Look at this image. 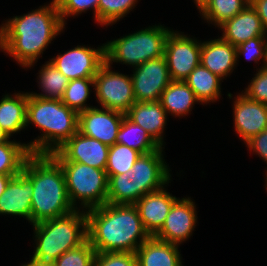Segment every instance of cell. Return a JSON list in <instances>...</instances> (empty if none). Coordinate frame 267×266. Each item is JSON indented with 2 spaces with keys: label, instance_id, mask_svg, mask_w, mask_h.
Returning a JSON list of instances; mask_svg holds the SVG:
<instances>
[{
  "label": "cell",
  "instance_id": "6da1fadb",
  "mask_svg": "<svg viewBox=\"0 0 267 266\" xmlns=\"http://www.w3.org/2000/svg\"><path fill=\"white\" fill-rule=\"evenodd\" d=\"M0 25V52L25 71L34 68L49 45L68 27L62 23L58 7L52 2L6 18Z\"/></svg>",
  "mask_w": 267,
  "mask_h": 266
},
{
  "label": "cell",
  "instance_id": "7a4b0ae2",
  "mask_svg": "<svg viewBox=\"0 0 267 266\" xmlns=\"http://www.w3.org/2000/svg\"><path fill=\"white\" fill-rule=\"evenodd\" d=\"M88 241L96 252L135 253L150 235L135 205L109 204L86 211Z\"/></svg>",
  "mask_w": 267,
  "mask_h": 266
},
{
  "label": "cell",
  "instance_id": "3957f363",
  "mask_svg": "<svg viewBox=\"0 0 267 266\" xmlns=\"http://www.w3.org/2000/svg\"><path fill=\"white\" fill-rule=\"evenodd\" d=\"M22 171L32 180L31 225L76 210L68 196L64 171L51 154L31 153Z\"/></svg>",
  "mask_w": 267,
  "mask_h": 266
},
{
  "label": "cell",
  "instance_id": "277c9868",
  "mask_svg": "<svg viewBox=\"0 0 267 266\" xmlns=\"http://www.w3.org/2000/svg\"><path fill=\"white\" fill-rule=\"evenodd\" d=\"M38 128L39 134L26 141L31 153L51 154L78 131V113L61 100L44 99L27 92L26 131Z\"/></svg>",
  "mask_w": 267,
  "mask_h": 266
},
{
  "label": "cell",
  "instance_id": "5b68a950",
  "mask_svg": "<svg viewBox=\"0 0 267 266\" xmlns=\"http://www.w3.org/2000/svg\"><path fill=\"white\" fill-rule=\"evenodd\" d=\"M32 262L52 264L65 252L81 246L88 240L85 210H74L62 217L32 225Z\"/></svg>",
  "mask_w": 267,
  "mask_h": 266
},
{
  "label": "cell",
  "instance_id": "8992f818",
  "mask_svg": "<svg viewBox=\"0 0 267 266\" xmlns=\"http://www.w3.org/2000/svg\"><path fill=\"white\" fill-rule=\"evenodd\" d=\"M173 29L158 23L105 42L106 62L134 68L164 56L167 37ZM114 63V64H113Z\"/></svg>",
  "mask_w": 267,
  "mask_h": 266
},
{
  "label": "cell",
  "instance_id": "52a82bcc",
  "mask_svg": "<svg viewBox=\"0 0 267 266\" xmlns=\"http://www.w3.org/2000/svg\"><path fill=\"white\" fill-rule=\"evenodd\" d=\"M66 179L67 192L76 210H89L106 204V171L80 162L58 161Z\"/></svg>",
  "mask_w": 267,
  "mask_h": 266
},
{
  "label": "cell",
  "instance_id": "ba28073f",
  "mask_svg": "<svg viewBox=\"0 0 267 266\" xmlns=\"http://www.w3.org/2000/svg\"><path fill=\"white\" fill-rule=\"evenodd\" d=\"M105 62L94 77L96 107L126 113L136 102L131 75L113 69ZM113 69V70H112Z\"/></svg>",
  "mask_w": 267,
  "mask_h": 266
},
{
  "label": "cell",
  "instance_id": "9c48e42d",
  "mask_svg": "<svg viewBox=\"0 0 267 266\" xmlns=\"http://www.w3.org/2000/svg\"><path fill=\"white\" fill-rule=\"evenodd\" d=\"M164 149L161 147L151 153L141 154L132 169L126 172L133 184V205L147 193L160 190L173 181L171 165L165 160Z\"/></svg>",
  "mask_w": 267,
  "mask_h": 266
},
{
  "label": "cell",
  "instance_id": "30bf717a",
  "mask_svg": "<svg viewBox=\"0 0 267 266\" xmlns=\"http://www.w3.org/2000/svg\"><path fill=\"white\" fill-rule=\"evenodd\" d=\"M198 38L178 29L170 32L164 56L171 80L185 81L200 64L201 40Z\"/></svg>",
  "mask_w": 267,
  "mask_h": 266
},
{
  "label": "cell",
  "instance_id": "8fae6325",
  "mask_svg": "<svg viewBox=\"0 0 267 266\" xmlns=\"http://www.w3.org/2000/svg\"><path fill=\"white\" fill-rule=\"evenodd\" d=\"M92 46V47H91ZM77 45L64 53L48 58L69 80L94 78L106 62L105 42L96 48L93 45Z\"/></svg>",
  "mask_w": 267,
  "mask_h": 266
},
{
  "label": "cell",
  "instance_id": "7c38bea8",
  "mask_svg": "<svg viewBox=\"0 0 267 266\" xmlns=\"http://www.w3.org/2000/svg\"><path fill=\"white\" fill-rule=\"evenodd\" d=\"M197 215L195 200L187 195L181 197L173 204L161 229L153 237L181 246L193 237L199 223Z\"/></svg>",
  "mask_w": 267,
  "mask_h": 266
},
{
  "label": "cell",
  "instance_id": "4fadbf2b",
  "mask_svg": "<svg viewBox=\"0 0 267 266\" xmlns=\"http://www.w3.org/2000/svg\"><path fill=\"white\" fill-rule=\"evenodd\" d=\"M131 71L136 102L159 101L162 92L172 81L165 56L148 60Z\"/></svg>",
  "mask_w": 267,
  "mask_h": 266
},
{
  "label": "cell",
  "instance_id": "5bb4252c",
  "mask_svg": "<svg viewBox=\"0 0 267 266\" xmlns=\"http://www.w3.org/2000/svg\"><path fill=\"white\" fill-rule=\"evenodd\" d=\"M240 91H236V95L227 92V98L232 99L234 132L244 145L253 136L267 129V105L247 98Z\"/></svg>",
  "mask_w": 267,
  "mask_h": 266
},
{
  "label": "cell",
  "instance_id": "9a60e30c",
  "mask_svg": "<svg viewBox=\"0 0 267 266\" xmlns=\"http://www.w3.org/2000/svg\"><path fill=\"white\" fill-rule=\"evenodd\" d=\"M108 145L97 139L81 134L79 131L66 141L58 150L51 153L57 161H73L98 169H106Z\"/></svg>",
  "mask_w": 267,
  "mask_h": 266
},
{
  "label": "cell",
  "instance_id": "2e32d148",
  "mask_svg": "<svg viewBox=\"0 0 267 266\" xmlns=\"http://www.w3.org/2000/svg\"><path fill=\"white\" fill-rule=\"evenodd\" d=\"M124 116L122 112L95 106L78 113V131L111 146L116 143Z\"/></svg>",
  "mask_w": 267,
  "mask_h": 266
},
{
  "label": "cell",
  "instance_id": "e0dca14e",
  "mask_svg": "<svg viewBox=\"0 0 267 266\" xmlns=\"http://www.w3.org/2000/svg\"><path fill=\"white\" fill-rule=\"evenodd\" d=\"M32 180L23 172L16 174L0 196V216L16 217L31 225Z\"/></svg>",
  "mask_w": 267,
  "mask_h": 266
},
{
  "label": "cell",
  "instance_id": "ac0fdd59",
  "mask_svg": "<svg viewBox=\"0 0 267 266\" xmlns=\"http://www.w3.org/2000/svg\"><path fill=\"white\" fill-rule=\"evenodd\" d=\"M169 183L160 190L147 193L134 205L137 207L142 225L150 236L162 227L173 204L179 199L168 191Z\"/></svg>",
  "mask_w": 267,
  "mask_h": 266
},
{
  "label": "cell",
  "instance_id": "d6986e66",
  "mask_svg": "<svg viewBox=\"0 0 267 266\" xmlns=\"http://www.w3.org/2000/svg\"><path fill=\"white\" fill-rule=\"evenodd\" d=\"M219 36L201 40L200 63L224 81L237 70V56L236 47Z\"/></svg>",
  "mask_w": 267,
  "mask_h": 266
},
{
  "label": "cell",
  "instance_id": "ffe728a7",
  "mask_svg": "<svg viewBox=\"0 0 267 266\" xmlns=\"http://www.w3.org/2000/svg\"><path fill=\"white\" fill-rule=\"evenodd\" d=\"M218 29L222 33L220 37L235 47L254 37H267L261 19L251 4L226 20Z\"/></svg>",
  "mask_w": 267,
  "mask_h": 266
},
{
  "label": "cell",
  "instance_id": "44dd1931",
  "mask_svg": "<svg viewBox=\"0 0 267 266\" xmlns=\"http://www.w3.org/2000/svg\"><path fill=\"white\" fill-rule=\"evenodd\" d=\"M125 116L146 130L161 147H165L169 116L160 101L135 102Z\"/></svg>",
  "mask_w": 267,
  "mask_h": 266
},
{
  "label": "cell",
  "instance_id": "7402d4cb",
  "mask_svg": "<svg viewBox=\"0 0 267 266\" xmlns=\"http://www.w3.org/2000/svg\"><path fill=\"white\" fill-rule=\"evenodd\" d=\"M137 266H184L180 246L150 236L135 252Z\"/></svg>",
  "mask_w": 267,
  "mask_h": 266
},
{
  "label": "cell",
  "instance_id": "603a6c76",
  "mask_svg": "<svg viewBox=\"0 0 267 266\" xmlns=\"http://www.w3.org/2000/svg\"><path fill=\"white\" fill-rule=\"evenodd\" d=\"M26 114L27 91L5 92L2 95L0 99V126L11 138L26 130Z\"/></svg>",
  "mask_w": 267,
  "mask_h": 266
},
{
  "label": "cell",
  "instance_id": "cb8c5ba5",
  "mask_svg": "<svg viewBox=\"0 0 267 266\" xmlns=\"http://www.w3.org/2000/svg\"><path fill=\"white\" fill-rule=\"evenodd\" d=\"M160 103L168 116L182 119L193 113L195 104L202 105L185 81H171L160 97ZM192 112V113H191Z\"/></svg>",
  "mask_w": 267,
  "mask_h": 266
},
{
  "label": "cell",
  "instance_id": "d4e9b609",
  "mask_svg": "<svg viewBox=\"0 0 267 266\" xmlns=\"http://www.w3.org/2000/svg\"><path fill=\"white\" fill-rule=\"evenodd\" d=\"M202 106H207L222 100V82L220 77L210 72L201 63L185 80Z\"/></svg>",
  "mask_w": 267,
  "mask_h": 266
},
{
  "label": "cell",
  "instance_id": "484cf974",
  "mask_svg": "<svg viewBox=\"0 0 267 266\" xmlns=\"http://www.w3.org/2000/svg\"><path fill=\"white\" fill-rule=\"evenodd\" d=\"M36 83L39 87V91H29L30 95L44 98V99H54L61 100L64 91L69 83V79L62 74L56 66L50 62V60L45 61L42 66H39ZM41 90V92H40Z\"/></svg>",
  "mask_w": 267,
  "mask_h": 266
},
{
  "label": "cell",
  "instance_id": "4316f807",
  "mask_svg": "<svg viewBox=\"0 0 267 266\" xmlns=\"http://www.w3.org/2000/svg\"><path fill=\"white\" fill-rule=\"evenodd\" d=\"M250 0H208L198 11L202 22L215 29L241 12ZM211 24V25H210Z\"/></svg>",
  "mask_w": 267,
  "mask_h": 266
},
{
  "label": "cell",
  "instance_id": "83f0119b",
  "mask_svg": "<svg viewBox=\"0 0 267 266\" xmlns=\"http://www.w3.org/2000/svg\"><path fill=\"white\" fill-rule=\"evenodd\" d=\"M116 143L127 145L141 154L151 153L161 148L146 130L133 123L126 116L123 117Z\"/></svg>",
  "mask_w": 267,
  "mask_h": 266
},
{
  "label": "cell",
  "instance_id": "f1b7e54d",
  "mask_svg": "<svg viewBox=\"0 0 267 266\" xmlns=\"http://www.w3.org/2000/svg\"><path fill=\"white\" fill-rule=\"evenodd\" d=\"M31 154L26 142L11 138L0 145V174L15 176L23 169L27 157Z\"/></svg>",
  "mask_w": 267,
  "mask_h": 266
},
{
  "label": "cell",
  "instance_id": "f546056e",
  "mask_svg": "<svg viewBox=\"0 0 267 266\" xmlns=\"http://www.w3.org/2000/svg\"><path fill=\"white\" fill-rule=\"evenodd\" d=\"M94 78H81L69 80L61 101L77 113L85 111L95 105L89 103L94 93ZM88 101V102H87Z\"/></svg>",
  "mask_w": 267,
  "mask_h": 266
},
{
  "label": "cell",
  "instance_id": "4dcf8cb0",
  "mask_svg": "<svg viewBox=\"0 0 267 266\" xmlns=\"http://www.w3.org/2000/svg\"><path fill=\"white\" fill-rule=\"evenodd\" d=\"M140 0H100L98 3V26L108 28L127 17L136 9ZM134 9V10H133Z\"/></svg>",
  "mask_w": 267,
  "mask_h": 266
},
{
  "label": "cell",
  "instance_id": "1f68e13d",
  "mask_svg": "<svg viewBox=\"0 0 267 266\" xmlns=\"http://www.w3.org/2000/svg\"><path fill=\"white\" fill-rule=\"evenodd\" d=\"M141 153L127 145L115 143L109 147L108 162L106 166L107 176L123 174L130 171Z\"/></svg>",
  "mask_w": 267,
  "mask_h": 266
},
{
  "label": "cell",
  "instance_id": "d6a6232c",
  "mask_svg": "<svg viewBox=\"0 0 267 266\" xmlns=\"http://www.w3.org/2000/svg\"><path fill=\"white\" fill-rule=\"evenodd\" d=\"M237 67L241 57H245L246 62L253 61L255 68L259 70L267 66V37H254L236 47ZM261 62V63H259ZM261 65V66H260ZM257 66V67H256Z\"/></svg>",
  "mask_w": 267,
  "mask_h": 266
},
{
  "label": "cell",
  "instance_id": "836d02e7",
  "mask_svg": "<svg viewBox=\"0 0 267 266\" xmlns=\"http://www.w3.org/2000/svg\"><path fill=\"white\" fill-rule=\"evenodd\" d=\"M107 177L108 192L106 203L133 205V184L126 172Z\"/></svg>",
  "mask_w": 267,
  "mask_h": 266
},
{
  "label": "cell",
  "instance_id": "e575fe53",
  "mask_svg": "<svg viewBox=\"0 0 267 266\" xmlns=\"http://www.w3.org/2000/svg\"><path fill=\"white\" fill-rule=\"evenodd\" d=\"M100 0H61L58 4V12L62 23L66 26L69 18H75L92 10V18L98 26V3Z\"/></svg>",
  "mask_w": 267,
  "mask_h": 266
},
{
  "label": "cell",
  "instance_id": "d590c367",
  "mask_svg": "<svg viewBox=\"0 0 267 266\" xmlns=\"http://www.w3.org/2000/svg\"><path fill=\"white\" fill-rule=\"evenodd\" d=\"M95 256L96 251L87 240L81 246L62 254L51 266H94Z\"/></svg>",
  "mask_w": 267,
  "mask_h": 266
},
{
  "label": "cell",
  "instance_id": "8d00e7d4",
  "mask_svg": "<svg viewBox=\"0 0 267 266\" xmlns=\"http://www.w3.org/2000/svg\"><path fill=\"white\" fill-rule=\"evenodd\" d=\"M254 72L252 79L241 93L251 100L267 105V66Z\"/></svg>",
  "mask_w": 267,
  "mask_h": 266
},
{
  "label": "cell",
  "instance_id": "74e56055",
  "mask_svg": "<svg viewBox=\"0 0 267 266\" xmlns=\"http://www.w3.org/2000/svg\"><path fill=\"white\" fill-rule=\"evenodd\" d=\"M94 266H137V258L129 252H96Z\"/></svg>",
  "mask_w": 267,
  "mask_h": 266
},
{
  "label": "cell",
  "instance_id": "f35d334b",
  "mask_svg": "<svg viewBox=\"0 0 267 266\" xmlns=\"http://www.w3.org/2000/svg\"><path fill=\"white\" fill-rule=\"evenodd\" d=\"M248 153H251L262 159L267 165V129L263 130L256 136H253L249 141L245 143ZM265 174H267V167H265Z\"/></svg>",
  "mask_w": 267,
  "mask_h": 266
},
{
  "label": "cell",
  "instance_id": "ab89813d",
  "mask_svg": "<svg viewBox=\"0 0 267 266\" xmlns=\"http://www.w3.org/2000/svg\"><path fill=\"white\" fill-rule=\"evenodd\" d=\"M250 4L260 17L263 28L267 33V0H250Z\"/></svg>",
  "mask_w": 267,
  "mask_h": 266
},
{
  "label": "cell",
  "instance_id": "60d3db41",
  "mask_svg": "<svg viewBox=\"0 0 267 266\" xmlns=\"http://www.w3.org/2000/svg\"><path fill=\"white\" fill-rule=\"evenodd\" d=\"M14 176L11 175H2L0 174V196L2 195V193L4 192V190L6 189L9 181L13 178Z\"/></svg>",
  "mask_w": 267,
  "mask_h": 266
},
{
  "label": "cell",
  "instance_id": "b9f144b4",
  "mask_svg": "<svg viewBox=\"0 0 267 266\" xmlns=\"http://www.w3.org/2000/svg\"><path fill=\"white\" fill-rule=\"evenodd\" d=\"M11 139L9 134L5 132L0 126V145L8 142Z\"/></svg>",
  "mask_w": 267,
  "mask_h": 266
},
{
  "label": "cell",
  "instance_id": "7bdbcfd3",
  "mask_svg": "<svg viewBox=\"0 0 267 266\" xmlns=\"http://www.w3.org/2000/svg\"><path fill=\"white\" fill-rule=\"evenodd\" d=\"M208 0H192L194 5L196 6V9L199 11L201 7L207 2Z\"/></svg>",
  "mask_w": 267,
  "mask_h": 266
},
{
  "label": "cell",
  "instance_id": "ee69618b",
  "mask_svg": "<svg viewBox=\"0 0 267 266\" xmlns=\"http://www.w3.org/2000/svg\"><path fill=\"white\" fill-rule=\"evenodd\" d=\"M20 266H51L50 264H40V263H35L29 260L27 263H22Z\"/></svg>",
  "mask_w": 267,
  "mask_h": 266
},
{
  "label": "cell",
  "instance_id": "f6af8a7d",
  "mask_svg": "<svg viewBox=\"0 0 267 266\" xmlns=\"http://www.w3.org/2000/svg\"><path fill=\"white\" fill-rule=\"evenodd\" d=\"M263 176H265L266 178L265 179V184H264V188H265V192H267V174H264Z\"/></svg>",
  "mask_w": 267,
  "mask_h": 266
},
{
  "label": "cell",
  "instance_id": "bcb514c9",
  "mask_svg": "<svg viewBox=\"0 0 267 266\" xmlns=\"http://www.w3.org/2000/svg\"><path fill=\"white\" fill-rule=\"evenodd\" d=\"M61 0H50L49 2H52L53 4L57 5Z\"/></svg>",
  "mask_w": 267,
  "mask_h": 266
}]
</instances>
